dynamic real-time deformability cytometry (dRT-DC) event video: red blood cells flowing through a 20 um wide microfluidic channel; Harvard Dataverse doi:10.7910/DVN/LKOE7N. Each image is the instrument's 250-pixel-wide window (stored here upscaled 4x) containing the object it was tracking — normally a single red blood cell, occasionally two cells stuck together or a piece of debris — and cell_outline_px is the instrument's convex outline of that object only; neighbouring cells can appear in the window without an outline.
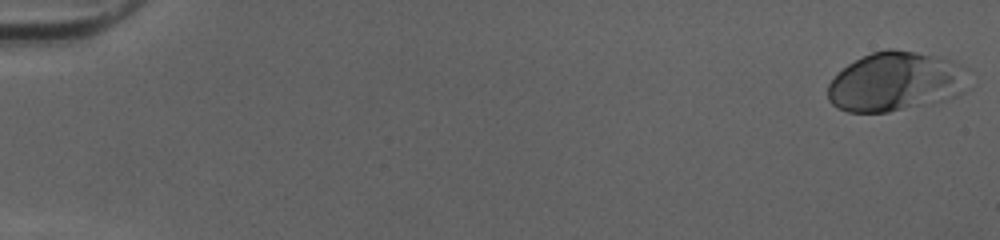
{"species": "human", "species_latin": "Homo sapiens", "temperature_condition": "cold", "stored_images_in_passage": 51, "camera_frame_rate_fps": 3000, "um_per_image_px": 0.085, "donor": {"sex": "female"}, "frame": {"image": 1, "passage_image": 1, "time_ms": 0.0, "image_size_px": [1000, 240], "cell_outline_px": [[968, 88], [960, 96], [932, 104], [888, 112], [848, 112], [836, 108], [828, 100], [828, 84], [848, 64], [872, 52], [888, 48], [892, 48], [916, 52], [952, 60], [960, 64]], "centroid_in_image_um": [76.13, 6.97], "position_along_channel_um": 8.9, "area_um2": 48.67}}
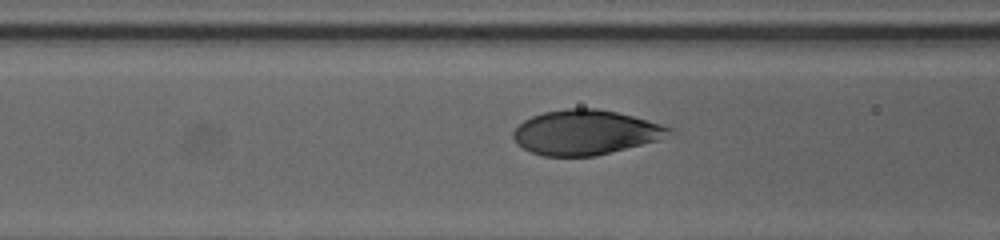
{"frame": {"image": 2, "passage_image": 22, "time_ms": 7.0, "image_size_px": [1000, 240], "cell_outline_px": [[672, 128], [656, 140], [596, 156], [544, 156], [532, 152], [524, 148], [512, 136], [512, 132], [524, 120], [532, 116], [544, 112], [568, 108], [596, 108], [616, 112], [632, 116], [660, 124]], "centroid_in_image_um": [49.68, 11.25], "position_along_channel_um": 116.9, "area_um2": 39.77}}
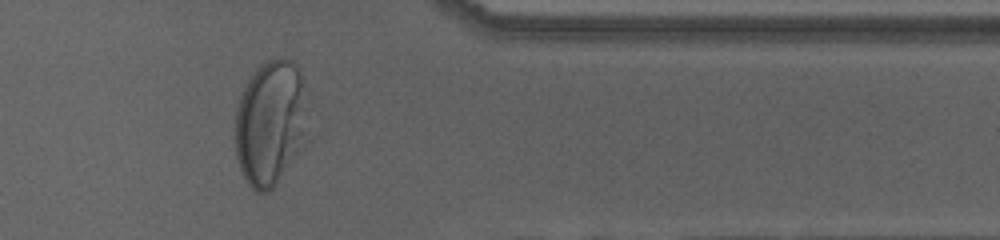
{"frame": {"image": 3, "passage_image": 43, "time_ms": 14.0, "image_size_px": [1000, 240], "cell_outline_px": [[300, 132], [296, 148], [292, 156], [272, 188], [268, 192], [256, 192], [248, 184], [240, 168], [236, 156], [236, 108], [244, 88], [248, 80], [256, 68], [260, 64], [268, 60], [292, 60], [296, 64], [300, 76]], "centroid_in_image_um": [22.8, 10.44], "position_along_channel_um": 388.6, "area_um2": 49.07}, "authors_computed_cell_mechanics": {"area_um2": 43.1766, "velocity_mm_per_s": 4.0108, "shape_relaxation_time_tau1_ms": 2.9586, "shape_relaxation_time_tau2_ms": null, "deformation_change_tau1": 0.1518, "deformation_change_tau2": null}}